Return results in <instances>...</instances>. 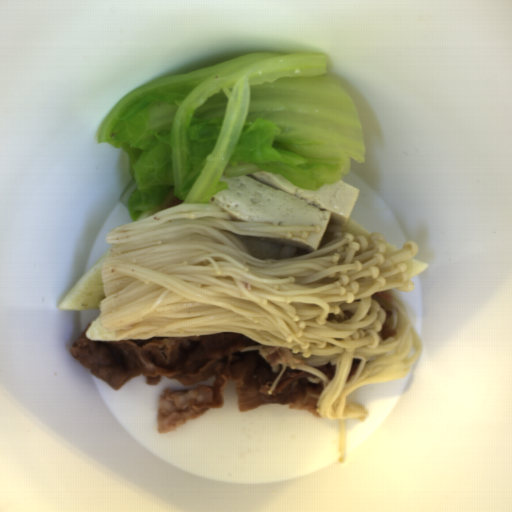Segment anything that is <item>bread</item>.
Segmentation results:
<instances>
[{"label": "bread", "instance_id": "bread-1", "mask_svg": "<svg viewBox=\"0 0 512 512\" xmlns=\"http://www.w3.org/2000/svg\"><path fill=\"white\" fill-rule=\"evenodd\" d=\"M109 252L99 257L88 272L62 299L59 305L62 311L100 309V302L105 298L100 273Z\"/></svg>", "mask_w": 512, "mask_h": 512}, {"label": "bread", "instance_id": "bread-2", "mask_svg": "<svg viewBox=\"0 0 512 512\" xmlns=\"http://www.w3.org/2000/svg\"><path fill=\"white\" fill-rule=\"evenodd\" d=\"M264 238L265 237H245L239 235V239L248 249L250 255L256 260H278L313 252L276 245L263 241Z\"/></svg>", "mask_w": 512, "mask_h": 512}, {"label": "bread", "instance_id": "bread-3", "mask_svg": "<svg viewBox=\"0 0 512 512\" xmlns=\"http://www.w3.org/2000/svg\"><path fill=\"white\" fill-rule=\"evenodd\" d=\"M182 202L183 201L174 193V185H171L170 187L167 188L162 202L156 208H154L152 211H150L140 219L151 217L160 211L182 204Z\"/></svg>", "mask_w": 512, "mask_h": 512}, {"label": "bread", "instance_id": "bread-4", "mask_svg": "<svg viewBox=\"0 0 512 512\" xmlns=\"http://www.w3.org/2000/svg\"><path fill=\"white\" fill-rule=\"evenodd\" d=\"M342 230L352 235V237L364 236L369 237L372 233L353 220L350 216L344 226H341Z\"/></svg>", "mask_w": 512, "mask_h": 512}, {"label": "bread", "instance_id": "bread-5", "mask_svg": "<svg viewBox=\"0 0 512 512\" xmlns=\"http://www.w3.org/2000/svg\"><path fill=\"white\" fill-rule=\"evenodd\" d=\"M405 264L407 267L406 274L410 280L420 275L429 266L426 263L414 260L411 257L406 261Z\"/></svg>", "mask_w": 512, "mask_h": 512}, {"label": "bread", "instance_id": "bread-6", "mask_svg": "<svg viewBox=\"0 0 512 512\" xmlns=\"http://www.w3.org/2000/svg\"><path fill=\"white\" fill-rule=\"evenodd\" d=\"M384 243H385V248H386V252H387V254H388V253H395V252H397L398 250H400V249H398V248L393 247L392 245H390V244H389L388 242H386L385 240H384Z\"/></svg>", "mask_w": 512, "mask_h": 512}]
</instances>
